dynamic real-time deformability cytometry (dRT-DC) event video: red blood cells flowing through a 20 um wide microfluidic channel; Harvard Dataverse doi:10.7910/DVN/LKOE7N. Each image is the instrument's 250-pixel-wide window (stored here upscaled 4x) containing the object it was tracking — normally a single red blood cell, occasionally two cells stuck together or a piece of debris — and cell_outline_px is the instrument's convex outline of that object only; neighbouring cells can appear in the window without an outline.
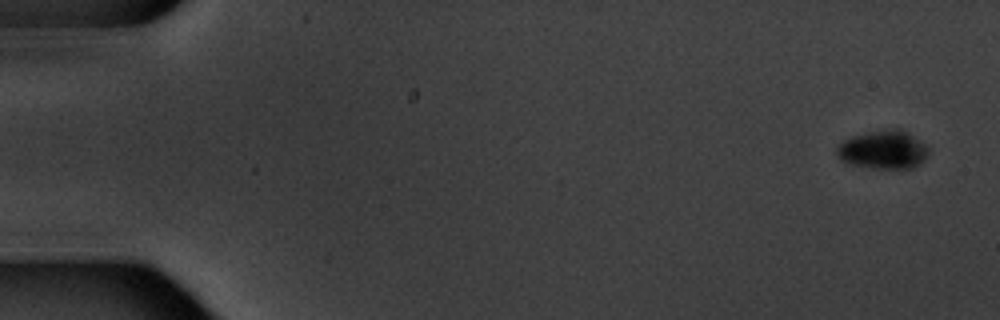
{"species": "common noctule bat (a hibernating species)", "species_latin": "Nyctalus noctula", "temperature_condition": "warm", "stored_images_in_passage": 4, "camera_frame_rate_fps": 3000, "um_per_image_px": 0.085, "animal": {"sex": "male", "body_mass_g": 20.1, "forearm_length_mm": 53.5}, "frame": {"image": 1, "passage_image": 1, "time_ms": 0.0, "image_size_px": [1000, 320], "cell_outline_px": [[928, 152], [924, 160], [920, 164], [912, 168], [872, 168], [852, 164], [840, 160], [836, 152], [836, 148], [844, 140], [852, 136], [868, 132], [888, 128], [900, 128], [924, 144], [928, 148]], "centroid_in_image_um": [75.06, 12.72], "position_along_channel_um": 9.9, "area_um2": 20.4}}